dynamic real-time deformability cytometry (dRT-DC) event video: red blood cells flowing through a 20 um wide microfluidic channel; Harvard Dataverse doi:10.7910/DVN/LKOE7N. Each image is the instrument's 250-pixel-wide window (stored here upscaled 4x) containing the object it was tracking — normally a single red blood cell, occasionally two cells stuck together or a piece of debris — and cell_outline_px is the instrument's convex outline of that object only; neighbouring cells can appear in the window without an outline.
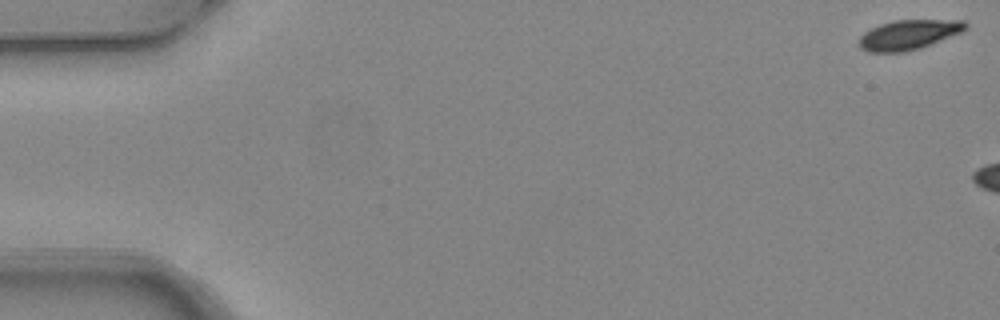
{"species": "common noctule bat (a hibernating species)", "species_latin": "Nyctalus noctula", "temperature_condition": "warm", "stored_images_in_passage": 2, "camera_frame_rate_fps": 3000, "um_per_image_px": 0.085, "animal": {"sex": "female", "body_mass_g": 24.6, "forearm_length_mm": 56.2}, "frame": {"image": 1, "passage_image": 1, "time_ms": 0.0, "image_size_px": [1000, 320], "cell_outline_px": [[968, 28], [960, 32], [920, 48], [904, 52], [868, 52], [860, 48], [860, 36], [864, 32], [880, 24], [892, 20], [964, 20], [968, 24]], "centroid_in_image_um": [77.23, 2.94], "position_along_channel_um": 7.8, "area_um2": 18.32}}